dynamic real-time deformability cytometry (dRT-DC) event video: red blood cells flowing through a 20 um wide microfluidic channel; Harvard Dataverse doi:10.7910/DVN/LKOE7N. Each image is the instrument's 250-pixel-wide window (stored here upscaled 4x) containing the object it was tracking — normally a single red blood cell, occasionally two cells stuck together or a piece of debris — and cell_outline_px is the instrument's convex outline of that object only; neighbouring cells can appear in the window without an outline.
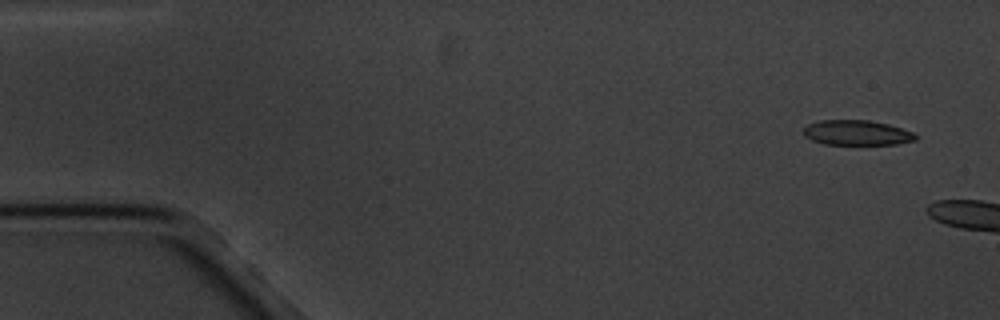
{"species": "common noctule bat (a hibernating species)", "species_latin": "Nyctalus noctula", "temperature_condition": "cold", "stored_images_in_passage": 3, "camera_frame_rate_fps": 3000, "um_per_image_px": 0.085, "animal": {"sex": "male", "body_mass_g": 20.1, "forearm_length_mm": 53.5}, "frame": {"image": 1, "passage_image": 1, "time_ms": 0.0, "image_size_px": [1000, 320], "cell_outline_px": [[916, 140], [896, 144], [824, 144], [812, 140], [804, 136], [804, 128], [808, 124], [820, 120], [868, 120], [888, 124], [912, 132], [916, 136]], "centroid_in_image_um": [72.8, 11.28], "position_along_channel_um": 12.2, "area_um2": 16.18}}